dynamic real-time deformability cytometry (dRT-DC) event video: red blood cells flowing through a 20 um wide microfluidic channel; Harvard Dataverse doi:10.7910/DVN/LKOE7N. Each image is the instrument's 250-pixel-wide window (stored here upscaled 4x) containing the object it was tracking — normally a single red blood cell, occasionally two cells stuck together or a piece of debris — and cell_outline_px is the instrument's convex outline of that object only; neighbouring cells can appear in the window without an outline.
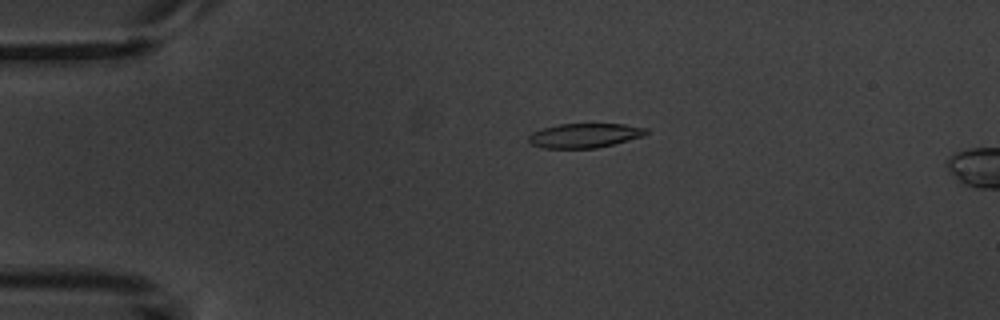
{"species": "common noctule bat (a hibernating species)", "species_latin": "Nyctalus noctula", "temperature_condition": "warm", "stored_images_in_passage": 2, "camera_frame_rate_fps": 3000, "um_per_image_px": 0.085, "animal": {"sex": "male", "body_mass_g": 20.1, "forearm_length_mm": 53.5}, "frame": {"image": 1, "passage_image": 1, "time_ms": 0.0, "image_size_px": [1000, 320], "cell_outline_px": [[648, 132], [640, 136], [612, 144], [596, 148], [544, 148], [528, 144], [528, 136], [532, 132], [544, 128], [560, 124], [624, 124], [648, 128]], "centroid_in_image_um": [49.63, 11.52], "position_along_channel_um": 35.4, "area_um2": 16.53}}